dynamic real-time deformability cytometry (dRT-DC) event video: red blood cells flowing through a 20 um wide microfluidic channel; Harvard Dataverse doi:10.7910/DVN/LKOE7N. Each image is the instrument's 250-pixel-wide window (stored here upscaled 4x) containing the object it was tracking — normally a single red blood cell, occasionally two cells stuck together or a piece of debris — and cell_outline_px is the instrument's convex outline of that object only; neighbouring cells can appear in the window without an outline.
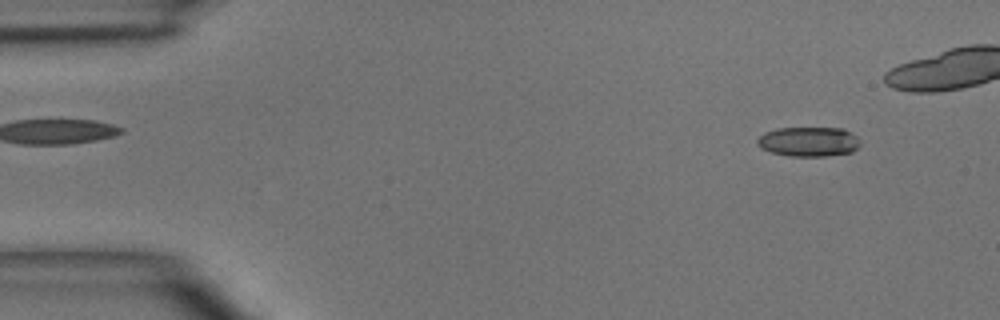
{"species": "common noctule bat (a hibernating species)", "species_latin": "Nyctalus noctula", "temperature_condition": "room temperature", "stored_images_in_passage": 5, "camera_frame_rate_fps": 3000, "um_per_image_px": 0.085, "animal": {"sex": "male", "body_mass_g": 15.6}, "frame": {"image": 1, "passage_image": 1, "time_ms": 0.0, "image_size_px": [1000, 320], "cell_outline_px": [[860, 144], [852, 152], [824, 156], [788, 156], [772, 152], [760, 148], [756, 144], [756, 140], [764, 132], [776, 128], [844, 128], [856, 136], [860, 140]], "centroid_in_image_um": [68.71, 12.03], "position_along_channel_um": 16.3, "area_um2": 17.86}}